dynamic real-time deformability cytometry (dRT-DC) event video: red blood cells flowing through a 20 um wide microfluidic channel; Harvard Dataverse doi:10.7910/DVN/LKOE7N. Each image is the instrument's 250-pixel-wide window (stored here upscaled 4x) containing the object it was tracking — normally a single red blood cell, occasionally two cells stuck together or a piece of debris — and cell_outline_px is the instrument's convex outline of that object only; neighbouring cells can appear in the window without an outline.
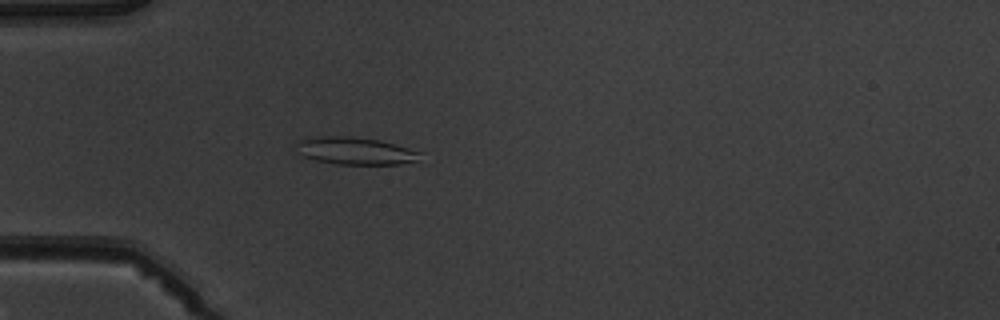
{"species": "common noctule bat (a hibernating species)", "species_latin": "Nyctalus noctula", "temperature_condition": "warm", "stored_images_in_passage": 4, "camera_frame_rate_fps": 3000, "um_per_image_px": 0.085, "animal": {"sex": "male", "body_mass_g": 19.5, "forearm_length_mm": 54.6}, "frame": {"image": 1, "passage_image": 4, "time_ms": 3.333, "image_size_px": [1000, 320], "cell_outline_px": [[424, 152], [416, 160], [396, 164], [336, 164], [316, 160], [300, 156], [296, 152], [292, 144], [300, 140], [316, 136], [352, 136], [380, 140]], "centroid_in_image_um": [30.11, 12.81], "position_along_channel_um": 54.9, "area_um2": 20.06}}